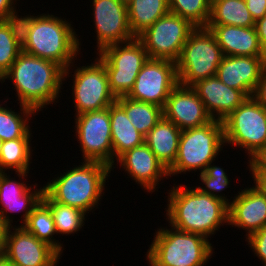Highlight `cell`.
<instances>
[{
    "mask_svg": "<svg viewBox=\"0 0 266 266\" xmlns=\"http://www.w3.org/2000/svg\"><path fill=\"white\" fill-rule=\"evenodd\" d=\"M192 188V189H191ZM171 187L166 209L169 225L183 232L212 236L228 223V205L196 187Z\"/></svg>",
    "mask_w": 266,
    "mask_h": 266,
    "instance_id": "obj_1",
    "label": "cell"
},
{
    "mask_svg": "<svg viewBox=\"0 0 266 266\" xmlns=\"http://www.w3.org/2000/svg\"><path fill=\"white\" fill-rule=\"evenodd\" d=\"M63 74L64 69L56 62L22 51L2 76L1 83L6 79L11 80L16 89L18 103L38 112L60 97Z\"/></svg>",
    "mask_w": 266,
    "mask_h": 266,
    "instance_id": "obj_2",
    "label": "cell"
},
{
    "mask_svg": "<svg viewBox=\"0 0 266 266\" xmlns=\"http://www.w3.org/2000/svg\"><path fill=\"white\" fill-rule=\"evenodd\" d=\"M81 164L60 173V177L47 182L43 188L54 202L89 213L98 206L108 174L113 169L100 162L83 161Z\"/></svg>",
    "mask_w": 266,
    "mask_h": 266,
    "instance_id": "obj_3",
    "label": "cell"
},
{
    "mask_svg": "<svg viewBox=\"0 0 266 266\" xmlns=\"http://www.w3.org/2000/svg\"><path fill=\"white\" fill-rule=\"evenodd\" d=\"M74 27L52 14L37 15L28 35L24 53L56 62L64 69L63 80L70 77V67L78 55L81 43ZM77 36V37H76Z\"/></svg>",
    "mask_w": 266,
    "mask_h": 266,
    "instance_id": "obj_4",
    "label": "cell"
},
{
    "mask_svg": "<svg viewBox=\"0 0 266 266\" xmlns=\"http://www.w3.org/2000/svg\"><path fill=\"white\" fill-rule=\"evenodd\" d=\"M211 245L202 235L160 227L146 256L150 266H204L213 256Z\"/></svg>",
    "mask_w": 266,
    "mask_h": 266,
    "instance_id": "obj_5",
    "label": "cell"
},
{
    "mask_svg": "<svg viewBox=\"0 0 266 266\" xmlns=\"http://www.w3.org/2000/svg\"><path fill=\"white\" fill-rule=\"evenodd\" d=\"M222 121L212 119L205 125L181 130L178 153L173 166L168 170L169 176L180 173H203L214 162L224 145Z\"/></svg>",
    "mask_w": 266,
    "mask_h": 266,
    "instance_id": "obj_6",
    "label": "cell"
},
{
    "mask_svg": "<svg viewBox=\"0 0 266 266\" xmlns=\"http://www.w3.org/2000/svg\"><path fill=\"white\" fill-rule=\"evenodd\" d=\"M223 53L207 27H196L185 42L176 61L179 84L192 86L217 74Z\"/></svg>",
    "mask_w": 266,
    "mask_h": 266,
    "instance_id": "obj_7",
    "label": "cell"
},
{
    "mask_svg": "<svg viewBox=\"0 0 266 266\" xmlns=\"http://www.w3.org/2000/svg\"><path fill=\"white\" fill-rule=\"evenodd\" d=\"M97 55L106 68L110 90L116 98L129 94L138 73L149 59L144 45L137 37L107 46Z\"/></svg>",
    "mask_w": 266,
    "mask_h": 266,
    "instance_id": "obj_8",
    "label": "cell"
},
{
    "mask_svg": "<svg viewBox=\"0 0 266 266\" xmlns=\"http://www.w3.org/2000/svg\"><path fill=\"white\" fill-rule=\"evenodd\" d=\"M222 123L225 145L243 148L249 160L266 147V109L253 97L247 98Z\"/></svg>",
    "mask_w": 266,
    "mask_h": 266,
    "instance_id": "obj_9",
    "label": "cell"
},
{
    "mask_svg": "<svg viewBox=\"0 0 266 266\" xmlns=\"http://www.w3.org/2000/svg\"><path fill=\"white\" fill-rule=\"evenodd\" d=\"M196 28L189 20L171 12L159 18L137 38L150 59L176 62L190 33Z\"/></svg>",
    "mask_w": 266,
    "mask_h": 266,
    "instance_id": "obj_10",
    "label": "cell"
},
{
    "mask_svg": "<svg viewBox=\"0 0 266 266\" xmlns=\"http://www.w3.org/2000/svg\"><path fill=\"white\" fill-rule=\"evenodd\" d=\"M76 137L83 161L100 162L113 167V144L109 107L75 115Z\"/></svg>",
    "mask_w": 266,
    "mask_h": 266,
    "instance_id": "obj_11",
    "label": "cell"
},
{
    "mask_svg": "<svg viewBox=\"0 0 266 266\" xmlns=\"http://www.w3.org/2000/svg\"><path fill=\"white\" fill-rule=\"evenodd\" d=\"M94 61L90 65L76 67L72 75L75 115L101 110L116 102L104 64L98 58Z\"/></svg>",
    "mask_w": 266,
    "mask_h": 266,
    "instance_id": "obj_12",
    "label": "cell"
},
{
    "mask_svg": "<svg viewBox=\"0 0 266 266\" xmlns=\"http://www.w3.org/2000/svg\"><path fill=\"white\" fill-rule=\"evenodd\" d=\"M178 84L176 62L149 58L138 73L127 97L164 109L169 94Z\"/></svg>",
    "mask_w": 266,
    "mask_h": 266,
    "instance_id": "obj_13",
    "label": "cell"
},
{
    "mask_svg": "<svg viewBox=\"0 0 266 266\" xmlns=\"http://www.w3.org/2000/svg\"><path fill=\"white\" fill-rule=\"evenodd\" d=\"M97 51L136 38L130 29L127 5L118 0H92Z\"/></svg>",
    "mask_w": 266,
    "mask_h": 266,
    "instance_id": "obj_14",
    "label": "cell"
},
{
    "mask_svg": "<svg viewBox=\"0 0 266 266\" xmlns=\"http://www.w3.org/2000/svg\"><path fill=\"white\" fill-rule=\"evenodd\" d=\"M4 258L16 266H57L60 255L20 225L9 226Z\"/></svg>",
    "mask_w": 266,
    "mask_h": 266,
    "instance_id": "obj_15",
    "label": "cell"
},
{
    "mask_svg": "<svg viewBox=\"0 0 266 266\" xmlns=\"http://www.w3.org/2000/svg\"><path fill=\"white\" fill-rule=\"evenodd\" d=\"M163 114L180 130L196 128L212 120L193 88L181 84L169 94Z\"/></svg>",
    "mask_w": 266,
    "mask_h": 266,
    "instance_id": "obj_16",
    "label": "cell"
},
{
    "mask_svg": "<svg viewBox=\"0 0 266 266\" xmlns=\"http://www.w3.org/2000/svg\"><path fill=\"white\" fill-rule=\"evenodd\" d=\"M266 68V57L223 56L216 76L227 86L242 91L248 98L258 86Z\"/></svg>",
    "mask_w": 266,
    "mask_h": 266,
    "instance_id": "obj_17",
    "label": "cell"
},
{
    "mask_svg": "<svg viewBox=\"0 0 266 266\" xmlns=\"http://www.w3.org/2000/svg\"><path fill=\"white\" fill-rule=\"evenodd\" d=\"M127 175L147 192H155L163 178L169 176L168 170L158 160L146 143L125 151L117 159Z\"/></svg>",
    "mask_w": 266,
    "mask_h": 266,
    "instance_id": "obj_18",
    "label": "cell"
},
{
    "mask_svg": "<svg viewBox=\"0 0 266 266\" xmlns=\"http://www.w3.org/2000/svg\"><path fill=\"white\" fill-rule=\"evenodd\" d=\"M204 103L212 119L222 121L248 97L240 90L233 89L215 76L202 79L191 86Z\"/></svg>",
    "mask_w": 266,
    "mask_h": 266,
    "instance_id": "obj_19",
    "label": "cell"
},
{
    "mask_svg": "<svg viewBox=\"0 0 266 266\" xmlns=\"http://www.w3.org/2000/svg\"><path fill=\"white\" fill-rule=\"evenodd\" d=\"M228 225L246 230V238L266 226V198L254 187L239 191L228 205Z\"/></svg>",
    "mask_w": 266,
    "mask_h": 266,
    "instance_id": "obj_20",
    "label": "cell"
},
{
    "mask_svg": "<svg viewBox=\"0 0 266 266\" xmlns=\"http://www.w3.org/2000/svg\"><path fill=\"white\" fill-rule=\"evenodd\" d=\"M9 176L5 172H2L0 176V206H2V209L0 207V216L9 226H12L11 223L13 221L8 216L9 213L24 211L21 222L24 224L33 208L42 199L44 188L36 189L37 184H35L33 186L35 189H33V187L28 186L25 182H17V180L9 178Z\"/></svg>",
    "mask_w": 266,
    "mask_h": 266,
    "instance_id": "obj_21",
    "label": "cell"
},
{
    "mask_svg": "<svg viewBox=\"0 0 266 266\" xmlns=\"http://www.w3.org/2000/svg\"><path fill=\"white\" fill-rule=\"evenodd\" d=\"M206 27L213 33L223 56L266 57L255 27L233 25H207Z\"/></svg>",
    "mask_w": 266,
    "mask_h": 266,
    "instance_id": "obj_22",
    "label": "cell"
},
{
    "mask_svg": "<svg viewBox=\"0 0 266 266\" xmlns=\"http://www.w3.org/2000/svg\"><path fill=\"white\" fill-rule=\"evenodd\" d=\"M181 130L164 116L145 136V143L169 170L178 153Z\"/></svg>",
    "mask_w": 266,
    "mask_h": 266,
    "instance_id": "obj_23",
    "label": "cell"
},
{
    "mask_svg": "<svg viewBox=\"0 0 266 266\" xmlns=\"http://www.w3.org/2000/svg\"><path fill=\"white\" fill-rule=\"evenodd\" d=\"M111 123V137L113 144V167L114 162L125 151L138 147L145 143L142 135L130 122L125 111L114 102L109 106ZM116 157V158H115ZM115 158V159H114Z\"/></svg>",
    "mask_w": 266,
    "mask_h": 266,
    "instance_id": "obj_24",
    "label": "cell"
},
{
    "mask_svg": "<svg viewBox=\"0 0 266 266\" xmlns=\"http://www.w3.org/2000/svg\"><path fill=\"white\" fill-rule=\"evenodd\" d=\"M127 9L129 26L135 37L170 12L168 0H132Z\"/></svg>",
    "mask_w": 266,
    "mask_h": 266,
    "instance_id": "obj_25",
    "label": "cell"
},
{
    "mask_svg": "<svg viewBox=\"0 0 266 266\" xmlns=\"http://www.w3.org/2000/svg\"><path fill=\"white\" fill-rule=\"evenodd\" d=\"M207 25L255 27V20L245 0H211V14Z\"/></svg>",
    "mask_w": 266,
    "mask_h": 266,
    "instance_id": "obj_26",
    "label": "cell"
},
{
    "mask_svg": "<svg viewBox=\"0 0 266 266\" xmlns=\"http://www.w3.org/2000/svg\"><path fill=\"white\" fill-rule=\"evenodd\" d=\"M116 103L125 111L133 126L144 136L162 119L163 108L127 96L116 99Z\"/></svg>",
    "mask_w": 266,
    "mask_h": 266,
    "instance_id": "obj_27",
    "label": "cell"
},
{
    "mask_svg": "<svg viewBox=\"0 0 266 266\" xmlns=\"http://www.w3.org/2000/svg\"><path fill=\"white\" fill-rule=\"evenodd\" d=\"M31 138H16L3 141L0 155V171L7 169L17 172V176L23 180L29 173L31 163L32 148ZM23 177V178H22Z\"/></svg>",
    "mask_w": 266,
    "mask_h": 266,
    "instance_id": "obj_28",
    "label": "cell"
},
{
    "mask_svg": "<svg viewBox=\"0 0 266 266\" xmlns=\"http://www.w3.org/2000/svg\"><path fill=\"white\" fill-rule=\"evenodd\" d=\"M22 226L38 240L51 246L60 256L62 255L63 245L53 237L57 233L51 210L42 199L33 208L27 221Z\"/></svg>",
    "mask_w": 266,
    "mask_h": 266,
    "instance_id": "obj_29",
    "label": "cell"
},
{
    "mask_svg": "<svg viewBox=\"0 0 266 266\" xmlns=\"http://www.w3.org/2000/svg\"><path fill=\"white\" fill-rule=\"evenodd\" d=\"M20 106V113H16L6 106L0 104V139L2 141L13 140L16 138H30L31 128L29 118L35 116L37 112L25 105Z\"/></svg>",
    "mask_w": 266,
    "mask_h": 266,
    "instance_id": "obj_30",
    "label": "cell"
},
{
    "mask_svg": "<svg viewBox=\"0 0 266 266\" xmlns=\"http://www.w3.org/2000/svg\"><path fill=\"white\" fill-rule=\"evenodd\" d=\"M42 200L51 210L57 235L74 234L80 231L85 224V215L87 214L83 211L54 202L45 192L42 195Z\"/></svg>",
    "mask_w": 266,
    "mask_h": 266,
    "instance_id": "obj_31",
    "label": "cell"
},
{
    "mask_svg": "<svg viewBox=\"0 0 266 266\" xmlns=\"http://www.w3.org/2000/svg\"><path fill=\"white\" fill-rule=\"evenodd\" d=\"M169 10L189 20L196 27H206L211 14V0H168Z\"/></svg>",
    "mask_w": 266,
    "mask_h": 266,
    "instance_id": "obj_32",
    "label": "cell"
},
{
    "mask_svg": "<svg viewBox=\"0 0 266 266\" xmlns=\"http://www.w3.org/2000/svg\"><path fill=\"white\" fill-rule=\"evenodd\" d=\"M211 162L204 170L203 173H199V179L203 182L204 187H196L202 193L209 194L212 197L218 198L224 201L227 205L230 204V200L225 197V194L221 195V191H225L228 188L230 180L227 173L219 166L212 165ZM220 193V194H219ZM229 200V201H228Z\"/></svg>",
    "mask_w": 266,
    "mask_h": 266,
    "instance_id": "obj_33",
    "label": "cell"
},
{
    "mask_svg": "<svg viewBox=\"0 0 266 266\" xmlns=\"http://www.w3.org/2000/svg\"><path fill=\"white\" fill-rule=\"evenodd\" d=\"M22 48L16 43L9 26L0 20V79L11 68Z\"/></svg>",
    "mask_w": 266,
    "mask_h": 266,
    "instance_id": "obj_34",
    "label": "cell"
},
{
    "mask_svg": "<svg viewBox=\"0 0 266 266\" xmlns=\"http://www.w3.org/2000/svg\"><path fill=\"white\" fill-rule=\"evenodd\" d=\"M16 9L11 11L4 19L6 24L9 26L11 34L14 37L16 43L23 49L27 44V39L31 27L33 25V21L36 16H31V14H27V16L17 15Z\"/></svg>",
    "mask_w": 266,
    "mask_h": 266,
    "instance_id": "obj_35",
    "label": "cell"
},
{
    "mask_svg": "<svg viewBox=\"0 0 266 266\" xmlns=\"http://www.w3.org/2000/svg\"><path fill=\"white\" fill-rule=\"evenodd\" d=\"M252 251L266 266V226L246 238Z\"/></svg>",
    "mask_w": 266,
    "mask_h": 266,
    "instance_id": "obj_36",
    "label": "cell"
},
{
    "mask_svg": "<svg viewBox=\"0 0 266 266\" xmlns=\"http://www.w3.org/2000/svg\"><path fill=\"white\" fill-rule=\"evenodd\" d=\"M247 9L256 21L266 13V0H245Z\"/></svg>",
    "mask_w": 266,
    "mask_h": 266,
    "instance_id": "obj_37",
    "label": "cell"
},
{
    "mask_svg": "<svg viewBox=\"0 0 266 266\" xmlns=\"http://www.w3.org/2000/svg\"><path fill=\"white\" fill-rule=\"evenodd\" d=\"M249 162V171H266V147L262 148Z\"/></svg>",
    "mask_w": 266,
    "mask_h": 266,
    "instance_id": "obj_38",
    "label": "cell"
},
{
    "mask_svg": "<svg viewBox=\"0 0 266 266\" xmlns=\"http://www.w3.org/2000/svg\"><path fill=\"white\" fill-rule=\"evenodd\" d=\"M253 98L266 109V68L263 70Z\"/></svg>",
    "mask_w": 266,
    "mask_h": 266,
    "instance_id": "obj_39",
    "label": "cell"
},
{
    "mask_svg": "<svg viewBox=\"0 0 266 266\" xmlns=\"http://www.w3.org/2000/svg\"><path fill=\"white\" fill-rule=\"evenodd\" d=\"M255 29L259 39V43L263 51L266 53V13L262 18L255 21Z\"/></svg>",
    "mask_w": 266,
    "mask_h": 266,
    "instance_id": "obj_40",
    "label": "cell"
},
{
    "mask_svg": "<svg viewBox=\"0 0 266 266\" xmlns=\"http://www.w3.org/2000/svg\"><path fill=\"white\" fill-rule=\"evenodd\" d=\"M252 173V179L257 189L266 198V171H250Z\"/></svg>",
    "mask_w": 266,
    "mask_h": 266,
    "instance_id": "obj_41",
    "label": "cell"
},
{
    "mask_svg": "<svg viewBox=\"0 0 266 266\" xmlns=\"http://www.w3.org/2000/svg\"><path fill=\"white\" fill-rule=\"evenodd\" d=\"M8 229L9 225L0 216V258L4 257Z\"/></svg>",
    "mask_w": 266,
    "mask_h": 266,
    "instance_id": "obj_42",
    "label": "cell"
},
{
    "mask_svg": "<svg viewBox=\"0 0 266 266\" xmlns=\"http://www.w3.org/2000/svg\"><path fill=\"white\" fill-rule=\"evenodd\" d=\"M17 0H0V20H4L5 17L14 9ZM15 2V4H14Z\"/></svg>",
    "mask_w": 266,
    "mask_h": 266,
    "instance_id": "obj_43",
    "label": "cell"
},
{
    "mask_svg": "<svg viewBox=\"0 0 266 266\" xmlns=\"http://www.w3.org/2000/svg\"><path fill=\"white\" fill-rule=\"evenodd\" d=\"M0 266H16L10 262H8L4 257L0 258Z\"/></svg>",
    "mask_w": 266,
    "mask_h": 266,
    "instance_id": "obj_44",
    "label": "cell"
},
{
    "mask_svg": "<svg viewBox=\"0 0 266 266\" xmlns=\"http://www.w3.org/2000/svg\"><path fill=\"white\" fill-rule=\"evenodd\" d=\"M119 2L128 5L132 0H118Z\"/></svg>",
    "mask_w": 266,
    "mask_h": 266,
    "instance_id": "obj_45",
    "label": "cell"
},
{
    "mask_svg": "<svg viewBox=\"0 0 266 266\" xmlns=\"http://www.w3.org/2000/svg\"><path fill=\"white\" fill-rule=\"evenodd\" d=\"M2 144H3V141L0 139V155H1Z\"/></svg>",
    "mask_w": 266,
    "mask_h": 266,
    "instance_id": "obj_46",
    "label": "cell"
}]
</instances>
